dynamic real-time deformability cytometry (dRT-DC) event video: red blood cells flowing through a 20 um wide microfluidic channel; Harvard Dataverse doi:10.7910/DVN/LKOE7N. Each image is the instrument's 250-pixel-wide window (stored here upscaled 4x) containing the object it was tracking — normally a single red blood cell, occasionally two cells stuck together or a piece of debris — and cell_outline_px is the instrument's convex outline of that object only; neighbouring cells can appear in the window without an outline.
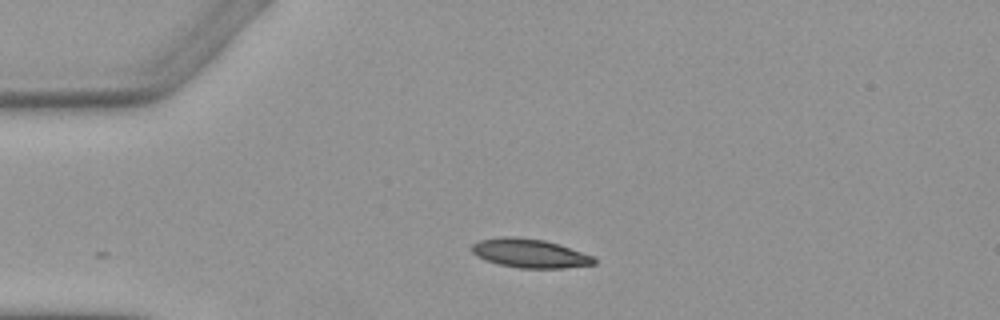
{"species": "Egyptian fruit bat (a non-hibernating species)", "species_latin": "Rousettus aegyptiacus", "temperature_condition": "warm", "stored_images_in_passage": 4, "camera_frame_rate_fps": 3000, "um_per_image_px": 0.085, "animal": {"sex": "female"}, "frame": {"image": 1, "passage_image": 2, "time_ms": 2.333, "image_size_px": [1000, 320], "cell_outline_px": [[596, 264], [564, 268], [520, 268], [500, 264], [484, 260], [476, 256], [472, 252], [472, 244], [480, 240], [500, 236], [516, 236], [544, 240], [592, 256], [596, 260]], "centroid_in_image_um": [44.98, 21.53], "position_along_channel_um": 40.0, "area_um2": 20.4}}
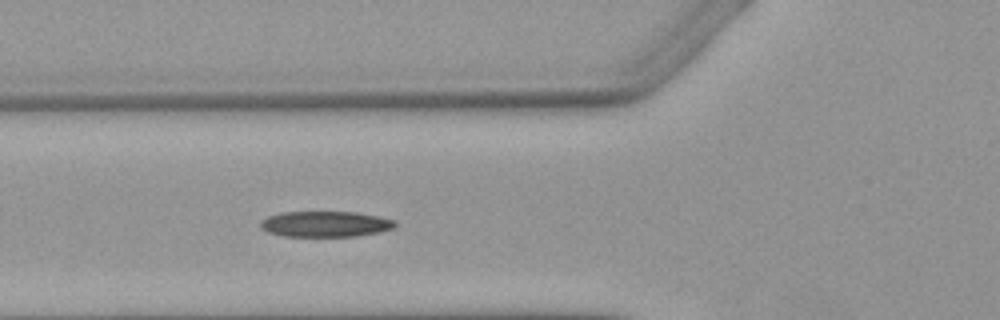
{"frame": {"image": 2, "passage_image": 4, "time_ms": 4.667, "image_size_px": [1000, 320], "cell_outline_px": [[396, 224], [392, 228], [380, 232], [356, 236], [284, 236], [268, 232], [260, 228], [260, 220], [268, 216], [280, 212], [356, 212], [380, 216], [396, 220]], "centroid_in_image_um": [27.65, 19.04], "position_along_channel_um": 98.2, "area_um2": 20.29}}